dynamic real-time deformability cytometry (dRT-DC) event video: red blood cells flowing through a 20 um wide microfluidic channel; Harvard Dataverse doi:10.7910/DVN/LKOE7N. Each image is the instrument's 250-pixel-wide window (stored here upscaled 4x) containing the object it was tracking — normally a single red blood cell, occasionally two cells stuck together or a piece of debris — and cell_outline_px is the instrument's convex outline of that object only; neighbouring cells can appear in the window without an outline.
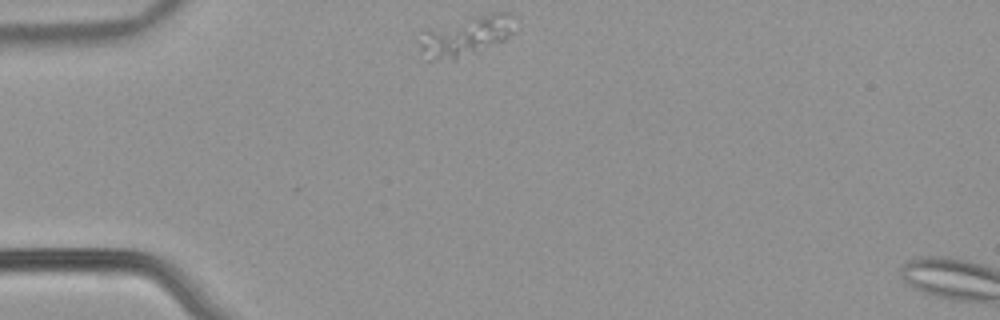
{"species": "common noctule bat (a hibernating species)", "species_latin": "Nyctalus noctula", "temperature_condition": "warm", "stored_images_in_passage": 4, "camera_frame_rate_fps": 3000, "um_per_image_px": 0.085, "animal": {"sex": "male", "body_mass_g": 21.5, "forearm_length_mm": 52.0}, "frame": {"image": 1, "passage_image": 1, "time_ms": 0.0, "image_size_px": [1000, 320], "cell_outline_px": [[512, 32], [504, 40], [476, 52], [456, 60], [424, 60], [416, 40], [428, 28], [492, 12], [512, 12]], "centroid_in_image_um": [39.51, 3.09], "position_along_channel_um": 45.5, "area_um2": 22.31}}